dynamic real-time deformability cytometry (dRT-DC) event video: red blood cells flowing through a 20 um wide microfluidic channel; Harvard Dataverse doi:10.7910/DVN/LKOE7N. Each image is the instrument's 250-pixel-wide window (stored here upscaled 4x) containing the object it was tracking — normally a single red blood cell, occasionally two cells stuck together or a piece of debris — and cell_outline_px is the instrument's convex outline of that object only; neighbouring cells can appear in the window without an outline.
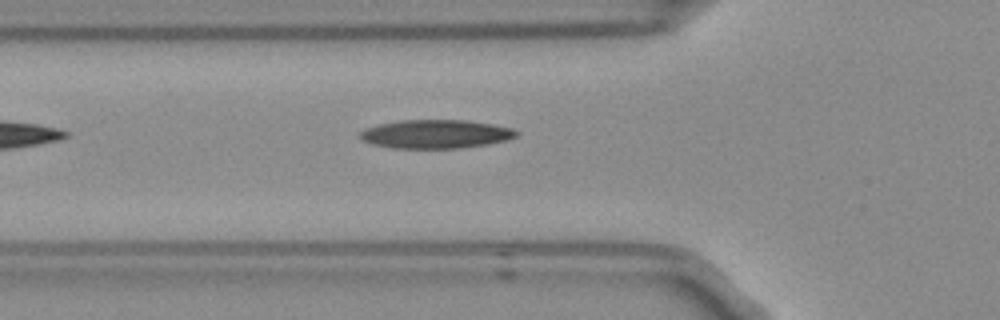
{"species": "Egyptian fruit bat (a non-hibernating species)", "species_latin": "Rousettus aegyptiacus", "temperature_condition": "room temperature", "stored_images_in_passage": 5, "camera_frame_rate_fps": 3000, "um_per_image_px": 0.085, "frame": {"image": 1, "passage_image": 5, "time_ms": 1.333, "image_size_px": [1000, 320], "cell_outline_px": [[520, 132], [516, 136], [508, 140], [488, 144], [456, 148], [392, 148], [372, 144], [364, 140], [360, 136], [360, 132], [364, 128], [380, 124], [400, 120], [468, 120], [492, 124], [512, 128]], "centroid_in_image_um": [37.06, 11.39], "position_along_channel_um": 88.7, "area_um2": 26.07}}